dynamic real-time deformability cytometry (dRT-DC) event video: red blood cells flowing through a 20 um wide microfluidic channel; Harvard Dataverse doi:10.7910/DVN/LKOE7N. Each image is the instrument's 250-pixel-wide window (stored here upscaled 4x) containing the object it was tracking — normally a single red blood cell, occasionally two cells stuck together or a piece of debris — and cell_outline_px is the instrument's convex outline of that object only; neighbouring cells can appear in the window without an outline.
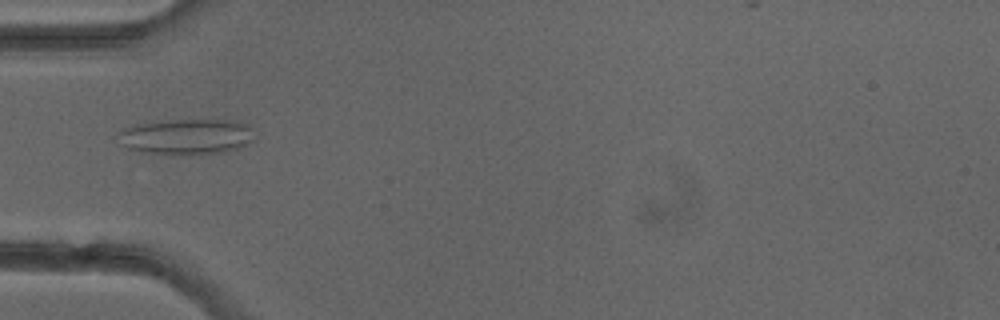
{"species": "common noctule bat (a hibernating species)", "species_latin": "Nyctalus noctula", "temperature_condition": "cold", "stored_images_in_passage": 3, "camera_frame_rate_fps": 3000, "um_per_image_px": 0.085, "animal": {"sex": "female"}, "frame": {"image": 1, "passage_image": 3, "time_ms": 3.333, "image_size_px": [1000, 320], "cell_outline_px": [[256, 140], [240, 148], [224, 152], [184, 156], [144, 152], [128, 148], [124, 144], [120, 132], [120, 128], [136, 124], [168, 120], [212, 116], [236, 120], [248, 124], [252, 128]], "centroid_in_image_um": [16.01, 11.57], "position_along_channel_um": 69.0, "area_um2": 29.71}}